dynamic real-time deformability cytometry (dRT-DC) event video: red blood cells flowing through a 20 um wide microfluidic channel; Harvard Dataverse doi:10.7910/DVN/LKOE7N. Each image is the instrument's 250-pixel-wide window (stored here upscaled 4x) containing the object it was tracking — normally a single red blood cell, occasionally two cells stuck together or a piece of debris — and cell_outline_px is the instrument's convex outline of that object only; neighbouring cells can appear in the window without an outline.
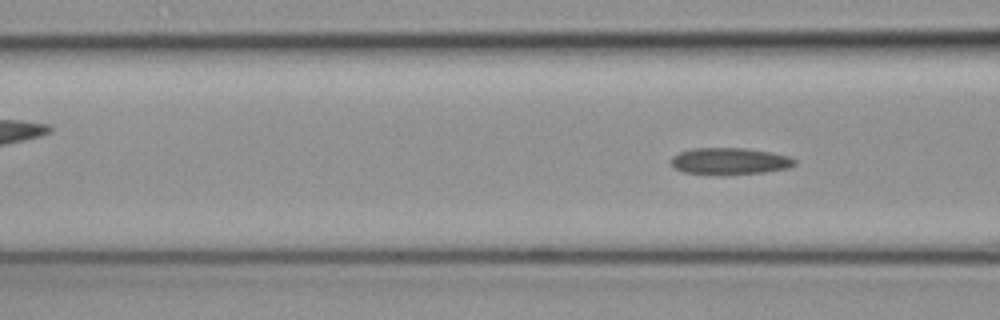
{"species": "common noctule bat (a hibernating species)", "species_latin": "Nyctalus noctula", "temperature_condition": "cold", "stored_images_in_passage": 9, "segment_of_instrument_passage": [2, 2], "camera_frame_rate_fps": 3000, "um_per_image_px": 0.085, "animal": {"sex": "female", "body_mass_g": 19.3, "forearm_length_mm": 54.1}, "frame": {"image": 1, "passage_image": 9, "time_ms": 2.667, "image_size_px": [1000, 320], "cell_outline_px": [[796, 164], [788, 168], [764, 172], [728, 176], [720, 176], [684, 172], [672, 168], [672, 156], [680, 152], [692, 148], [744, 148], [768, 152], [788, 156], [796, 160]], "centroid_in_image_um": [61.99, 13.73], "position_along_channel_um": 104.6, "area_um2": 19.59}}